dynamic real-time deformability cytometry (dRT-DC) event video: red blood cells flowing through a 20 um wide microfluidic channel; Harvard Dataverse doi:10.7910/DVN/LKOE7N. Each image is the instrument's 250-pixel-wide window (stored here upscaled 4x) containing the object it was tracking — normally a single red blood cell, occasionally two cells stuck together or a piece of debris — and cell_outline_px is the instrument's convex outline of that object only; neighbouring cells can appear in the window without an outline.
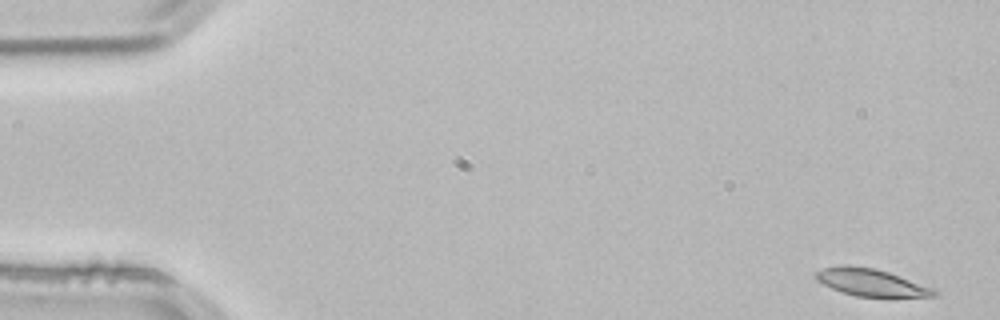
{"species": "common noctule bat (a hibernating species)", "species_latin": "Nyctalus noctula", "temperature_condition": "room temperature", "stored_images_in_passage": 52, "camera_frame_rate_fps": 3000, "um_per_image_px": 0.085, "animal": {"sex": "male", "body_mass_g": 21.5, "forearm_length_mm": 52.0}, "frame": {"image": 1, "passage_image": 1, "time_ms": 0.0, "image_size_px": [1000, 320], "cell_outline_px": [[936, 296], [856, 296], [840, 292], [816, 280], [816, 272], [824, 268], [840, 264], [848, 264], [872, 268], [888, 272], [936, 288]], "centroid_in_image_um": [74.02, 23.99], "position_along_channel_um": 11.0, "area_um2": 18.61}}
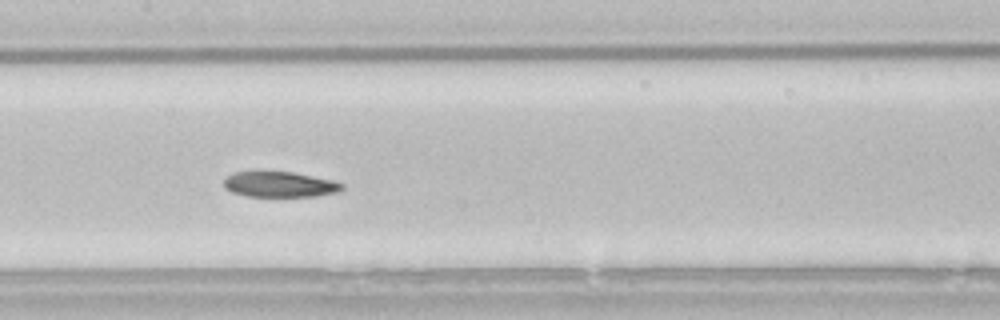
{"frame": {"image": 2, "passage_image": 25, "time_ms": 8.0, "image_size_px": [1000, 320], "cell_outline_px": [[344, 188], [336, 192], [316, 196], [248, 196], [232, 192], [224, 188], [224, 180], [228, 176], [236, 172], [256, 168], [292, 172], [332, 180], [344, 184]], "centroid_in_image_um": [23.71, 15.63], "position_along_channel_um": 183.7, "area_um2": 18.09}}
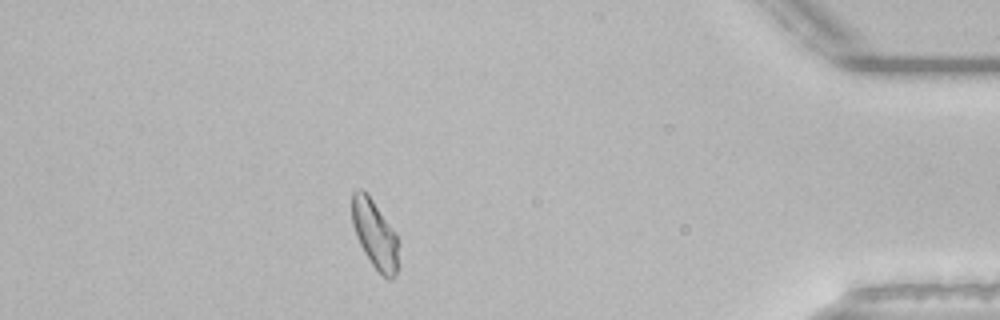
{"frame": {"image": 3, "passage_image": 46, "time_ms": 15.0, "image_size_px": [1000, 320], "cell_outline_px": [[396, 276], [392, 280], [388, 280], [372, 264], [364, 252], [356, 236], [352, 224], [352, 192], [356, 188], [360, 188], [372, 200], [396, 232]], "centroid_in_image_um": [31.82, 19.89], "position_along_channel_um": 403.4, "area_um2": 18.03}, "authors_computed_cell_mechanics": {"area_um2": 18.9873, "velocity_mm_per_s": 3.8061, "shape_relaxation_time_tau1_ms": 8.7613, "shape_relaxation_time_tau2_ms": 11.1275, "deformation_change_tau1": 0.2045, "deformation_change_tau2": 0.1867}}